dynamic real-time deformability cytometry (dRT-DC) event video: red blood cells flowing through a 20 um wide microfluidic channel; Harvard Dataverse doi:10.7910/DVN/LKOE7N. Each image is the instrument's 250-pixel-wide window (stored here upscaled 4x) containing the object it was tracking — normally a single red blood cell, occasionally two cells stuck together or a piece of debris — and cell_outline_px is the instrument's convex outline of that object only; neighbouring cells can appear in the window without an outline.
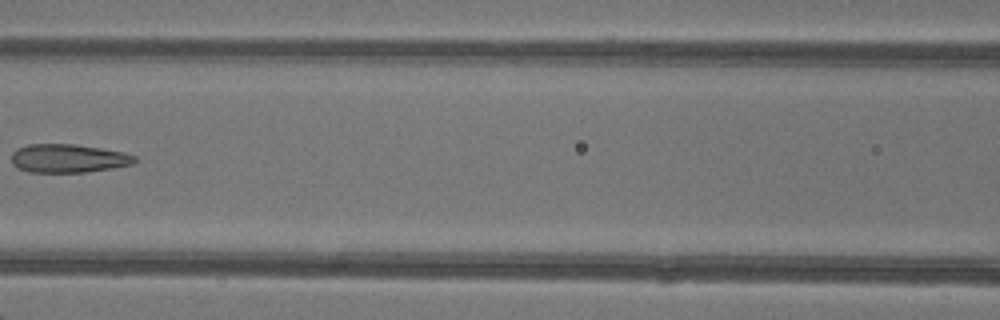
{"species": "common noctule bat (a hibernating species)", "species_latin": "Nyctalus noctula", "temperature_condition": "warm", "stored_images_in_passage": 3, "camera_frame_rate_fps": 3000, "um_per_image_px": 0.085, "animal": {"sex": "female"}, "frame": {"image": 1, "passage_image": 3, "time_ms": 2.333, "image_size_px": [1000, 320], "cell_outline_px": [[136, 160], [132, 164], [112, 168], [84, 172], [28, 172], [12, 164], [12, 152], [16, 148], [28, 144], [76, 144], [124, 152], [136, 156]], "centroid_in_image_um": [5.78, 13.45], "position_along_channel_um": 160.8, "area_um2": 20.46}}